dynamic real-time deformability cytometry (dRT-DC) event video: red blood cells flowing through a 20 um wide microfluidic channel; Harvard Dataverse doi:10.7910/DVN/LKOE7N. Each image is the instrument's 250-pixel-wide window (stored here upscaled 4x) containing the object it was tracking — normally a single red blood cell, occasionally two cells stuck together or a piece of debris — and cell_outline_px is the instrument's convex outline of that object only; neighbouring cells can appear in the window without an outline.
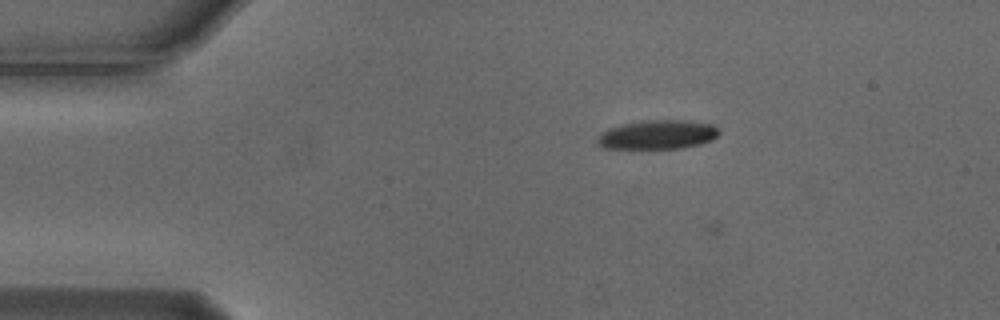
{"species": "Egyptian fruit bat (a non-hibernating species)", "species_latin": "Rousettus aegyptiacus", "temperature_condition": "cold", "stored_images_in_passage": 6, "camera_frame_rate_fps": 3000, "um_per_image_px": 0.085, "animal": {"sex": "male"}, "frame": {"image": 1, "passage_image": 5, "time_ms": 1.333, "image_size_px": [1000, 320], "cell_outline_px": [[720, 132], [712, 140], [700, 144], [680, 148], [640, 152], [604, 148], [596, 140], [600, 132], [608, 128], [624, 124], [648, 120], [688, 120], [716, 124]], "centroid_in_image_um": [55.87, 11.49], "position_along_channel_um": 29.1, "area_um2": 21.73}}